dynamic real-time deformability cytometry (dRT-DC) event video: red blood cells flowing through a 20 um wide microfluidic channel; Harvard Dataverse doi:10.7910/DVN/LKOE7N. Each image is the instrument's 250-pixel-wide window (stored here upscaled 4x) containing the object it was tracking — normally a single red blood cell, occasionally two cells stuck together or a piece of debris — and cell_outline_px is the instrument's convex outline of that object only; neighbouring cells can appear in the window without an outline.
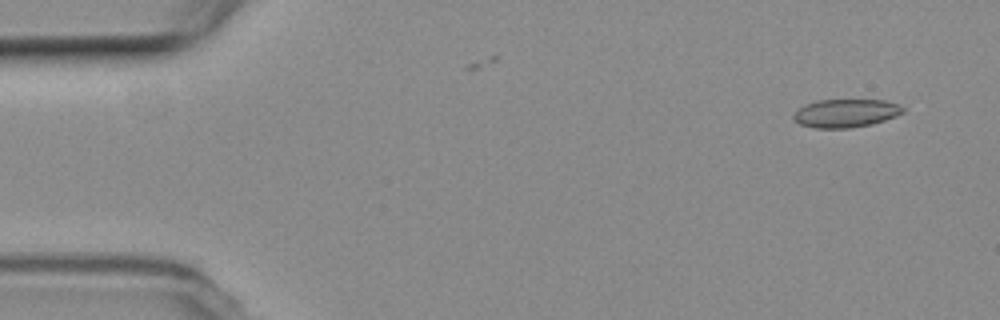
{"species": "common noctule bat (a hibernating species)", "species_latin": "Nyctalus noctula", "temperature_condition": "room temperature", "stored_images_in_passage": 4, "camera_frame_rate_fps": 3000, "um_per_image_px": 0.085, "animal": {"sex": "female", "body_mass_g": 19.3, "forearm_length_mm": 54.1}, "frame": {"image": 1, "passage_image": 1, "time_ms": 0.0, "image_size_px": [1000, 320], "cell_outline_px": [[904, 112], [896, 116], [872, 124], [852, 128], [816, 128], [800, 124], [792, 120], [792, 116], [804, 104], [816, 100], [884, 100], [900, 104], [904, 108]], "centroid_in_image_um": [71.89, 9.62], "position_along_channel_um": 13.1, "area_um2": 18.15}}
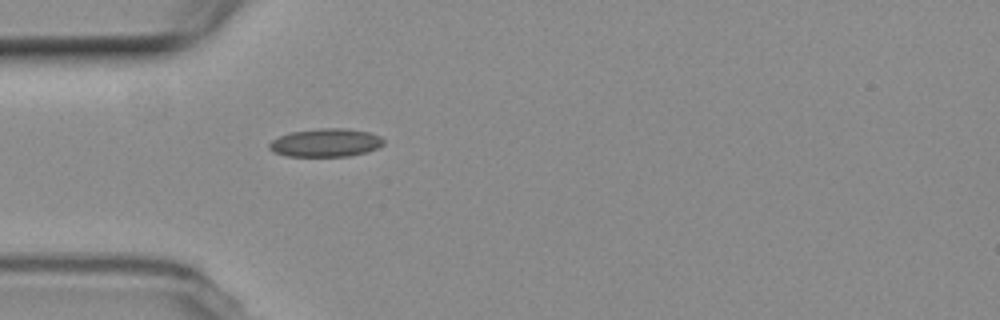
{"frame": {"image": 2, "passage_image": 4, "time_ms": 4.333, "image_size_px": [1000, 320], "cell_outline_px": [[384, 144], [368, 152], [348, 156], [288, 156], [272, 152], [268, 148], [268, 144], [272, 140], [288, 132], [316, 128], [348, 128], [368, 132], [380, 136], [384, 140]], "centroid_in_image_um": [27.66, 12.12], "position_along_channel_um": 57.3, "area_um2": 19.02}}